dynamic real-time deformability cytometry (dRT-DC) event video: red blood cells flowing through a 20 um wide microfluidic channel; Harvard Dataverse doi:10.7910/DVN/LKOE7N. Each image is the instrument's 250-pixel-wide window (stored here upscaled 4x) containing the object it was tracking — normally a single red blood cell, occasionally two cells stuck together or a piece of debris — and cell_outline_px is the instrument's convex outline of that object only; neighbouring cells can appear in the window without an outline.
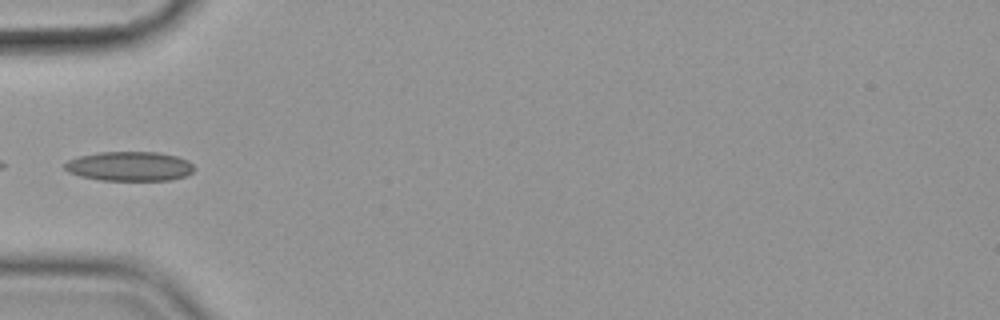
{"species": "common noctule bat (a hibernating species)", "species_latin": "Nyctalus noctula", "temperature_condition": "cold", "stored_images_in_passage": 36, "camera_frame_rate_fps": 3000, "um_per_image_px": 0.085, "animal": {"sex": "female", "body_mass_g": 19.9}, "frame": {"image": 1, "passage_image": 1, "time_ms": 0.0, "image_size_px": [1000, 320], "cell_outline_px": [[196, 168], [192, 172], [184, 176], [168, 180], [100, 180], [80, 176], [68, 172], [64, 168], [64, 164], [68, 160], [80, 156], [100, 152], [156, 152], [176, 156], [188, 160]], "centroid_in_image_um": [11.01, 14.13], "position_along_channel_um": 74.0, "area_um2": 22.14}}
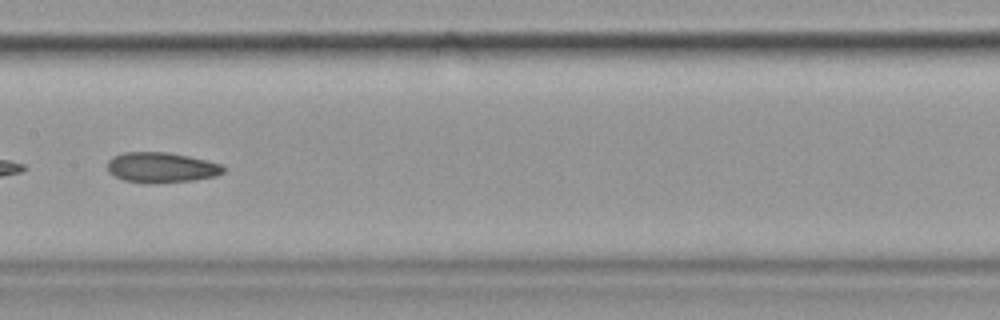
{"frame": {"image": 2, "passage_image": 11, "time_ms": 3.333, "image_size_px": [1000, 320], "cell_outline_px": [[224, 172], [216, 176], [196, 180], [148, 184], [124, 180], [108, 172], [108, 160], [124, 152], [168, 152], [188, 156], [220, 164], [224, 168]], "centroid_in_image_um": [13.71, 14.25], "position_along_channel_um": 193.7, "area_um2": 20.4}}
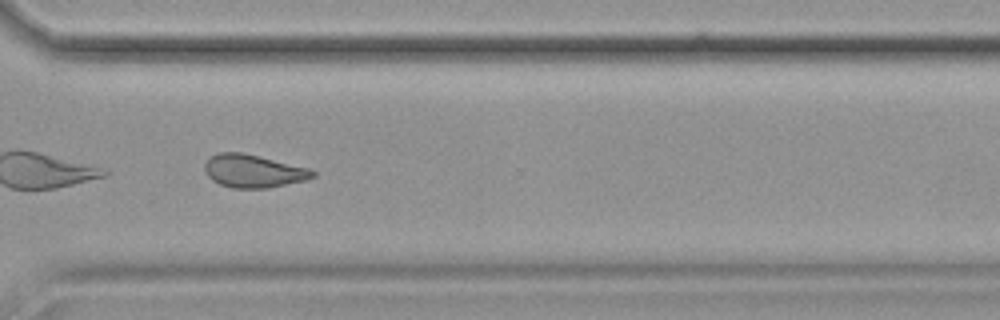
{"frame": {"image": 3, "passage_image": 24, "time_ms": 7.667, "image_size_px": [1000, 320], "cell_outline_px": [[316, 176], [308, 180], [268, 188], [232, 188], [220, 184], [212, 180], [204, 172], [204, 164], [212, 156], [220, 152], [240, 152], [308, 168], [316, 172]], "centroid_in_image_um": [21.54, 14.56], "position_along_channel_um": 349.1, "area_um2": 20.63}}